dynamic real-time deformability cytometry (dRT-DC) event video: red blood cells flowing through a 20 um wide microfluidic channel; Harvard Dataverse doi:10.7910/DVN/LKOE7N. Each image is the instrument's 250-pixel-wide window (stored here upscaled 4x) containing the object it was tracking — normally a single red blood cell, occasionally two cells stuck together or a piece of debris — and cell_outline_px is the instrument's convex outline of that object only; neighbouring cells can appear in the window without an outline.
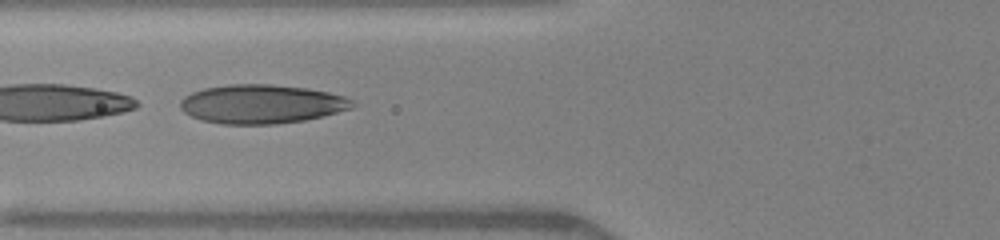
{"species": "human", "species_latin": "Homo sapiens", "temperature_condition": "warm", "stored_images_in_passage": 30, "camera_frame_rate_fps": 3000, "um_per_image_px": 0.085, "donor": {"sex": "female"}, "frame": {"image": 1, "passage_image": 20, "time_ms": 6.333, "image_size_px": [1000, 240], "cell_outline_px": [[356, 104], [352, 108], [304, 120], [276, 124], [224, 124], [204, 120], [192, 116], [184, 112], [180, 108], [180, 100], [184, 96], [192, 92], [204, 88], [228, 84], [268, 84], [304, 88], [328, 92], [344, 96], [352, 100]], "centroid_in_image_um": [22.21, 8.84], "position_along_channel_um": 103.6, "area_um2": 38.78}}
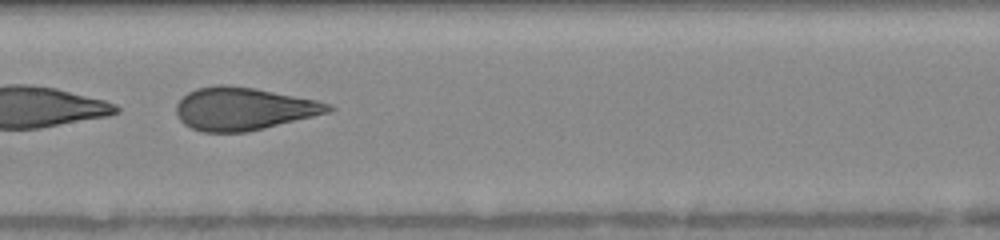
{"frame": {"image": 2, "passage_image": 26, "time_ms": 8.333, "image_size_px": [1000, 240], "cell_outline_px": [[336, 108], [328, 112], [248, 132], [200, 132], [184, 124], [176, 116], [176, 104], [188, 92], [196, 88], [216, 84], [224, 84], [256, 88], [316, 100], [332, 104]], "centroid_in_image_um": [20.66, 9.24], "position_along_channel_um": 186.7, "area_um2": 37.92}}